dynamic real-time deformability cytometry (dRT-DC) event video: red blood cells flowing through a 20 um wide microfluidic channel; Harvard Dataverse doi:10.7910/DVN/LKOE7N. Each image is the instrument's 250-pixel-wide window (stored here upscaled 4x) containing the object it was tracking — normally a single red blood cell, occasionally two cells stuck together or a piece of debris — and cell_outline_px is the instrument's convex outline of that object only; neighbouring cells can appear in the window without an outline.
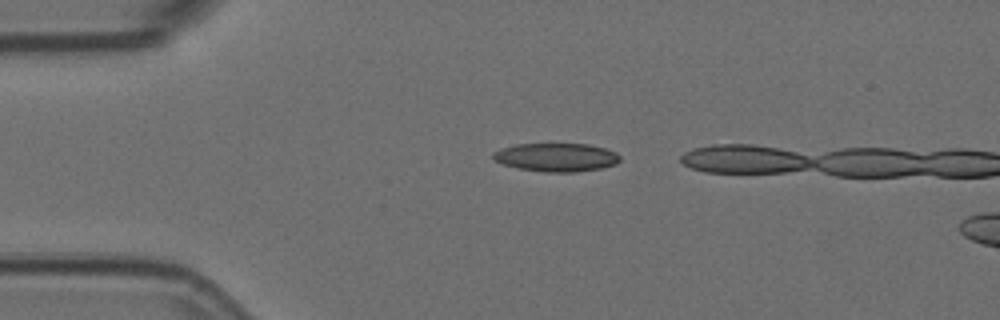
{"species": "Egyptian fruit bat (a non-hibernating species)", "species_latin": "Rousettus aegyptiacus", "temperature_condition": "room temperature", "stored_images_in_passage": 2, "camera_frame_rate_fps": 3000, "um_per_image_px": 0.085, "animal": {"sex": "female"}, "frame": {"image": 1, "passage_image": 1, "time_ms": 0.0, "image_size_px": [1000, 320], "cell_outline_px": [[620, 160], [616, 164], [600, 168], [576, 172], [544, 172], [516, 168], [504, 164], [496, 160], [492, 156], [492, 152], [500, 148], [516, 144], [588, 144], [604, 148], [616, 152], [620, 156]], "centroid_in_image_um": [47.27, 13.37], "position_along_channel_um": 37.7, "area_um2": 21.04}}